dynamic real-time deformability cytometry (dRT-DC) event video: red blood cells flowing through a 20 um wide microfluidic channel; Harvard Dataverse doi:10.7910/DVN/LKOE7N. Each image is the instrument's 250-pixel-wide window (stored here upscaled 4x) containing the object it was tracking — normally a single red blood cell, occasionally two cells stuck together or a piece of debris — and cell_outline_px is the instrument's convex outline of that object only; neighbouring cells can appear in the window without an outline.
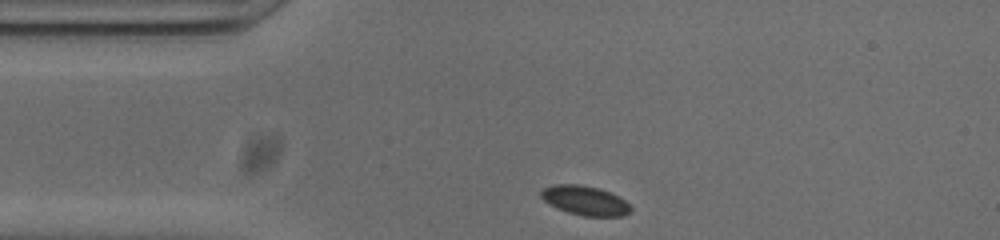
{"species": "common noctule bat (a hibernating species)", "species_latin": "Nyctalus noctula", "temperature_condition": "cold", "stored_images_in_passage": 35, "camera_frame_rate_fps": 3000, "um_per_image_px": 0.085, "animal": {"sex": "male", "body_mass_g": 20.0, "forearm_length_mm": 53.3}, "frame": {"image": 1, "passage_image": 1, "time_ms": 0.0, "image_size_px": [1000, 240], "cell_outline_px": [[632, 208], [624, 216], [584, 216], [568, 212], [556, 208], [548, 204], [540, 196], [540, 192], [544, 188], [556, 184], [580, 184], [600, 188], [624, 200]], "centroid_in_image_um": [49.69, 17.04], "position_along_channel_um": 35.3, "area_um2": 15.26}}
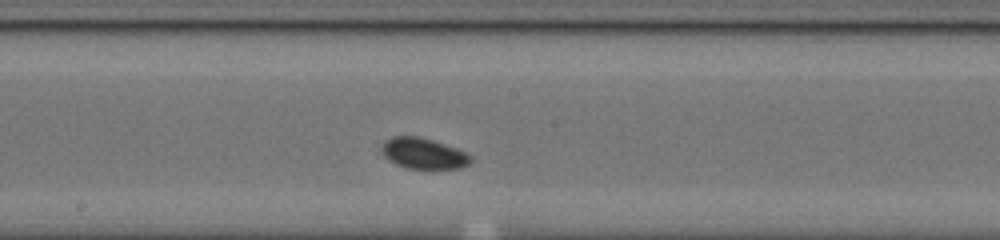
{"frame": {"image": 2, "passage_image": 17, "time_ms": 5.333, "image_size_px": [1000, 240], "cell_outline_px": [[472, 160], [468, 164], [460, 168], [404, 168], [388, 160], [380, 152], [380, 144], [384, 140], [392, 136], [420, 136], [456, 148], [472, 156]], "centroid_in_image_um": [35.92, 13.03], "position_along_channel_um": 212.3, "area_um2": 16.13}}
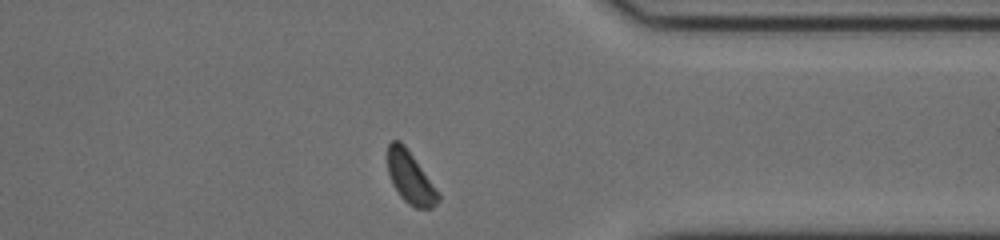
{"frame": {"image": 3, "passage_image": 31, "time_ms": 10.0, "image_size_px": [1000, 240], "cell_outline_px": [[440, 200], [432, 208], [416, 208], [408, 204], [400, 196], [392, 184], [388, 172], [388, 144], [392, 140], [400, 140], [404, 144], [440, 196]], "centroid_in_image_um": [34.84, 15.11], "position_along_channel_um": 376.6, "area_um2": 14.91}}